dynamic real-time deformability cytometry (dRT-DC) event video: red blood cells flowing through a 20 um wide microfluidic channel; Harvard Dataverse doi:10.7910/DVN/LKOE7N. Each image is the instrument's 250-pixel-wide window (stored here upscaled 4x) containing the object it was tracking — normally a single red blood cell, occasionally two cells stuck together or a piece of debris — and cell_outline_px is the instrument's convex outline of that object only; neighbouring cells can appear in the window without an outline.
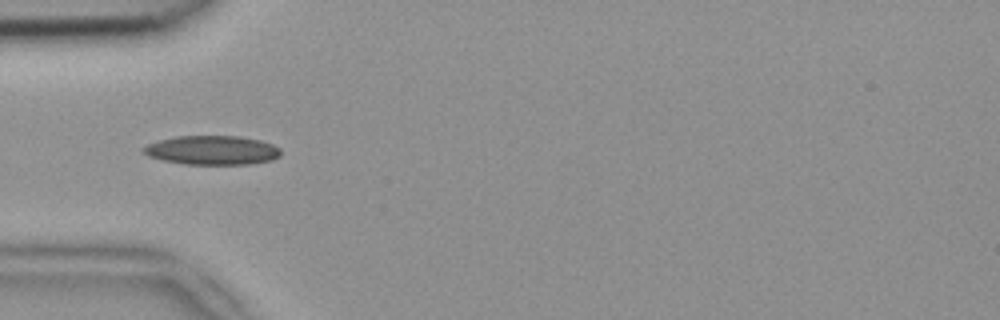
{"species": "common noctule bat (a hibernating species)", "species_latin": "Nyctalus noctula", "temperature_condition": "room temperature", "stored_images_in_passage": 14, "camera_frame_rate_fps": 3000, "um_per_image_px": 0.085, "animal": {"sex": "female", "body_mass_g": 18.4}, "frame": {"image": 1, "passage_image": 3, "time_ms": 0.667, "image_size_px": [1000, 320], "cell_outline_px": [[280, 156], [272, 160], [248, 164], [184, 164], [164, 160], [148, 156], [140, 152], [140, 148], [148, 144], [160, 140], [176, 136], [240, 136], [260, 140], [272, 144], [280, 148]], "centroid_in_image_um": [18.01, 12.76], "position_along_channel_um": 67.0, "area_um2": 23.35}}
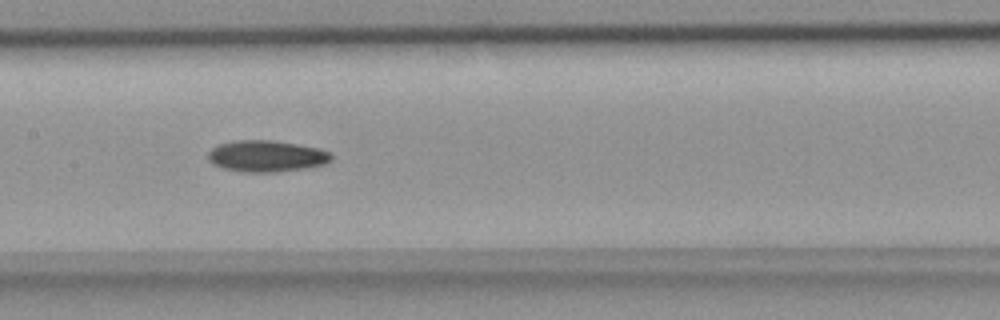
{"frame": {"image": 2, "passage_image": 12, "time_ms": 3.667, "image_size_px": [1000, 320], "cell_outline_px": [[332, 160], [324, 164], [304, 168], [276, 172], [244, 172], [224, 168], [212, 164], [208, 160], [208, 152], [216, 144], [232, 140], [276, 140], [320, 148], [332, 152]], "centroid_in_image_um": [22.65, 13.25], "position_along_channel_um": 184.8, "area_um2": 22.89}}